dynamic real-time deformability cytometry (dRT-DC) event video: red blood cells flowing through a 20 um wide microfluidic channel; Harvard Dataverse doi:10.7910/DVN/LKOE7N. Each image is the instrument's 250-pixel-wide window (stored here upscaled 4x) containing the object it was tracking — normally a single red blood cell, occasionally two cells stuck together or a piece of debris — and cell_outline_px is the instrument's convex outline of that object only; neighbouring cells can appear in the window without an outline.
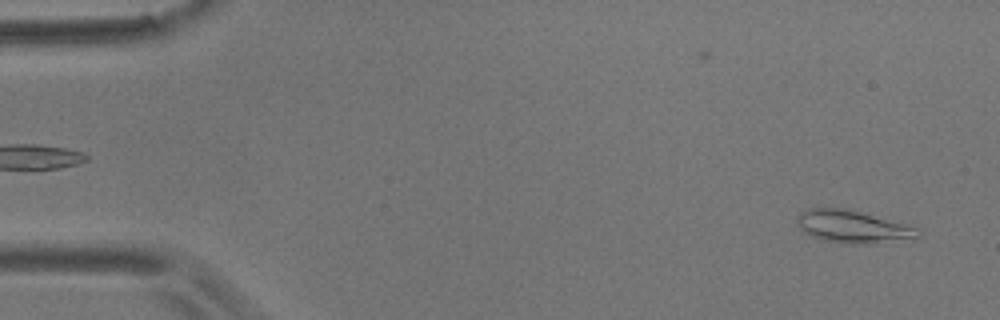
{"species": "common noctule bat (a hibernating species)", "species_latin": "Nyctalus noctula", "temperature_condition": "room temperature", "stored_images_in_passage": 56, "camera_frame_rate_fps": 3000, "um_per_image_px": 0.085, "animal": {"sex": "male", "body_mass_g": 17.9}, "frame": {"image": 1, "passage_image": 2, "time_ms": 0.333, "image_size_px": [1000, 320], "cell_outline_px": [[924, 236], [876, 244], [856, 244], [820, 240], [804, 232], [796, 224], [796, 220], [800, 212], [808, 208], [848, 208], [904, 224], [916, 228], [924, 232]], "centroid_in_image_um": [72.49, 19.27], "position_along_channel_um": 12.5, "area_um2": 23.12}}
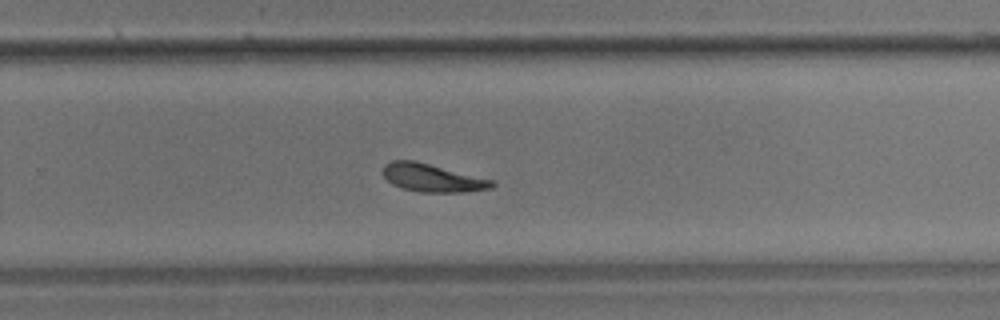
{"frame": {"image": 2, "passage_image": 36, "time_ms": 11.667, "image_size_px": [1000, 320], "cell_outline_px": [[496, 184], [492, 188], [464, 192], [420, 192], [404, 188], [392, 184], [384, 176], [384, 164], [392, 160], [416, 160], [496, 180]], "centroid_in_image_um": [36.81, 15.1], "position_along_channel_um": 293.0, "area_um2": 17.98}}
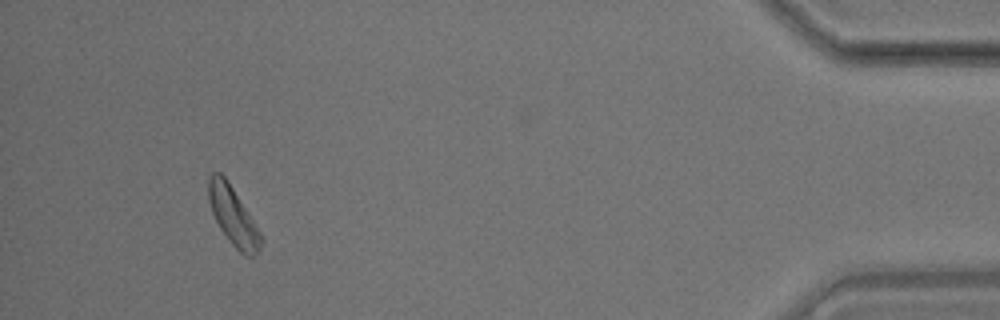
{"frame": {"image": 3, "passage_image": 52, "time_ms": 17.0, "image_size_px": [1000, 320], "cell_outline_px": [[264, 240], [260, 252], [252, 256], [244, 256], [228, 240], [220, 228], [212, 212], [208, 200], [208, 176], [212, 172], [220, 172], [228, 180], [260, 232]], "centroid_in_image_um": [19.82, 18.37], "position_along_channel_um": 415.4, "area_um2": 17.86}, "authors_computed_cell_mechanics": {"area_um2": 17.9758, "velocity_mm_per_s": 3.5066, "shape_relaxation_time_tau1_ms": 7.1808, "shape_relaxation_time_tau2_ms": 3.3401, "deformation_change_tau1": 0.1327, "deformation_change_tau2": 0.0975}}